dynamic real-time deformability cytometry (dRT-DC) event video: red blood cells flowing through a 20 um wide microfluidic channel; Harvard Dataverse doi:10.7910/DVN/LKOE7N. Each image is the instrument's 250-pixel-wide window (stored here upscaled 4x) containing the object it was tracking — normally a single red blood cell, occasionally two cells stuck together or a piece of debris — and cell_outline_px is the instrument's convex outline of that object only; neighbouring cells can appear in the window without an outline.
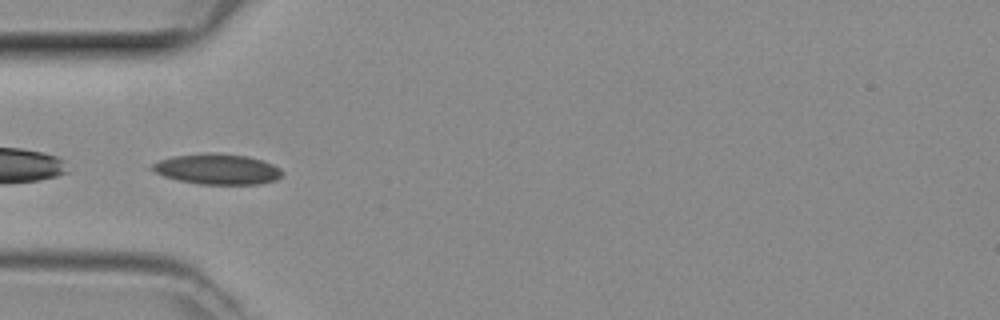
{"species": "common noctule bat (a hibernating species)", "species_latin": "Nyctalus noctula", "temperature_condition": "room temperature", "stored_images_in_passage": 31, "camera_frame_rate_fps": 3000, "um_per_image_px": 0.085, "animal": {"sex": "female", "body_mass_g": 29.2, "forearm_length_mm": 56.3}, "frame": {"image": 1, "passage_image": 2, "time_ms": 0.333, "image_size_px": [1000, 320], "cell_outline_px": [[284, 172], [276, 180], [260, 184], [200, 184], [176, 180], [164, 176], [148, 168], [152, 164], [160, 160], [172, 156], [204, 152], [212, 152], [248, 156], [272, 164], [280, 168]], "centroid_in_image_um": [18.45, 14.37], "position_along_channel_um": 66.6, "area_um2": 23.29}}
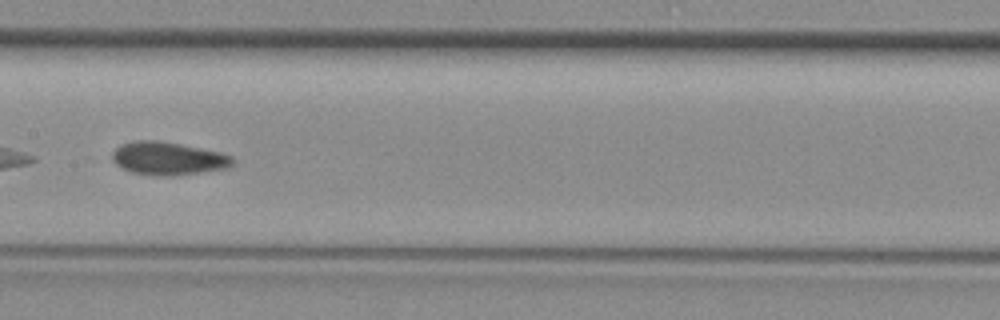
{"frame": {"image": 2, "passage_image": 11, "time_ms": 3.333, "image_size_px": [1000, 320], "cell_outline_px": [[232, 164], [228, 168], [172, 176], [152, 176], [132, 172], [116, 164], [112, 160], [112, 152], [120, 144], [136, 140], [156, 140], [180, 144], [220, 152], [232, 156]], "centroid_in_image_um": [14.25, 13.47], "position_along_channel_um": 193.1, "area_um2": 23.12}}
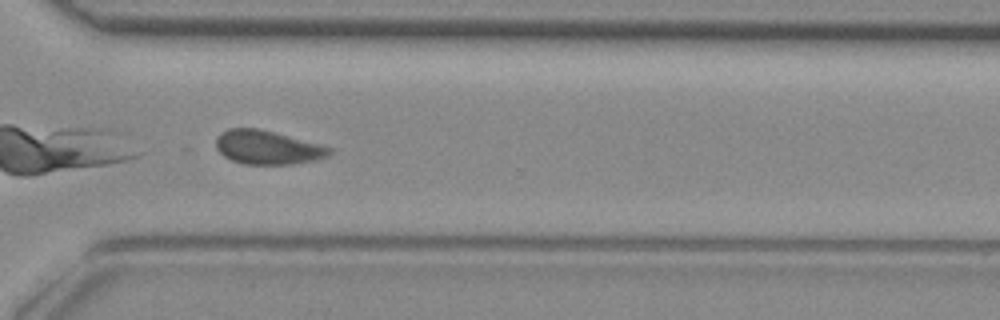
{"frame": {"image": 3, "passage_image": 22, "time_ms": 7.0, "image_size_px": [1000, 320], "cell_outline_px": [[332, 152], [328, 156], [316, 160], [292, 164], [244, 164], [232, 160], [224, 156], [216, 148], [216, 136], [220, 132], [228, 128], [256, 128], [272, 132], [332, 148]], "centroid_in_image_um": [22.69, 12.54], "position_along_channel_um": 347.9, "area_um2": 22.08}}